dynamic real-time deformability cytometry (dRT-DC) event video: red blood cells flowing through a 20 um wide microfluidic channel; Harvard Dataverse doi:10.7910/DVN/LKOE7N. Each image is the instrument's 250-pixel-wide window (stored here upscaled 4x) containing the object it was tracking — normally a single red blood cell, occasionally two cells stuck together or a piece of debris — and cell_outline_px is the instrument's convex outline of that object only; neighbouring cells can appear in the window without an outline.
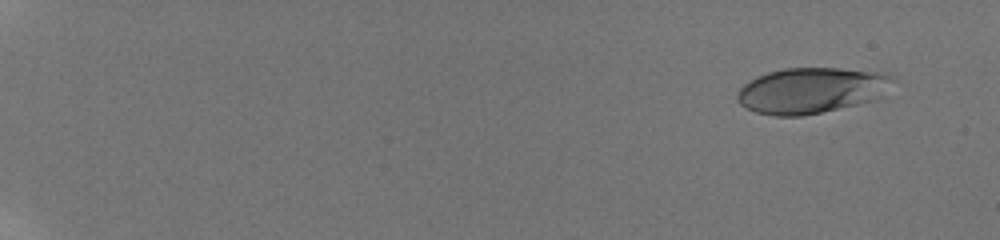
{"species": "human", "species_latin": "Homo sapiens", "temperature_condition": "room temperature", "stored_images_in_passage": 18, "camera_frame_rate_fps": 3000, "um_per_image_px": 0.085, "donor": {"sex": "male"}, "frame": {"image": 1, "passage_image": 2, "time_ms": 1.0, "image_size_px": [1000, 240], "cell_outline_px": [[896, 80], [880, 100], [800, 116], [776, 116], [756, 112], [740, 104], [736, 100], [736, 92], [744, 84], [756, 76], [768, 72], [784, 68], [836, 68], [884, 72], [896, 76]], "centroid_in_image_um": [69.04, 7.67], "position_along_channel_um": 16.0, "area_um2": 42.08}}
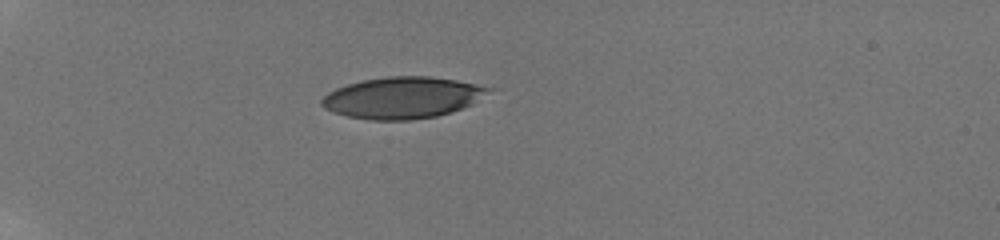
{"frame": {"image": 2, "passage_image": 13, "time_ms": 6.0, "image_size_px": [1000, 240], "cell_outline_px": [[496, 88], [472, 104], [452, 112], [436, 116], [408, 120], [372, 120], [348, 116], [332, 112], [324, 108], [320, 104], [320, 100], [328, 92], [336, 88], [348, 84], [364, 80], [388, 76], [428, 76], [456, 80]], "centroid_in_image_um": [34.22, 8.3], "position_along_channel_um": 50.8, "area_um2": 40.34}}
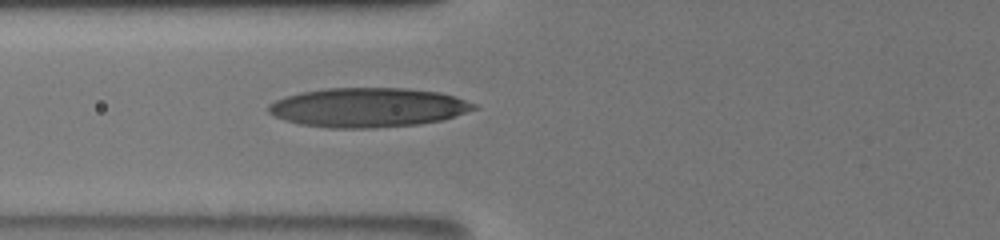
{"frame": {"image": 3, "passage_image": 18, "time_ms": 8.333, "image_size_px": [1000, 240], "cell_outline_px": [[480, 108], [444, 120], [420, 124], [368, 128], [328, 128], [300, 124], [276, 116], [268, 112], [268, 104], [276, 100], [300, 92], [324, 88], [408, 88], [440, 92], [456, 96], [476, 104]], "centroid_in_image_um": [31.34, 9.13], "position_along_channel_um": 94.5, "area_um2": 47.28}}